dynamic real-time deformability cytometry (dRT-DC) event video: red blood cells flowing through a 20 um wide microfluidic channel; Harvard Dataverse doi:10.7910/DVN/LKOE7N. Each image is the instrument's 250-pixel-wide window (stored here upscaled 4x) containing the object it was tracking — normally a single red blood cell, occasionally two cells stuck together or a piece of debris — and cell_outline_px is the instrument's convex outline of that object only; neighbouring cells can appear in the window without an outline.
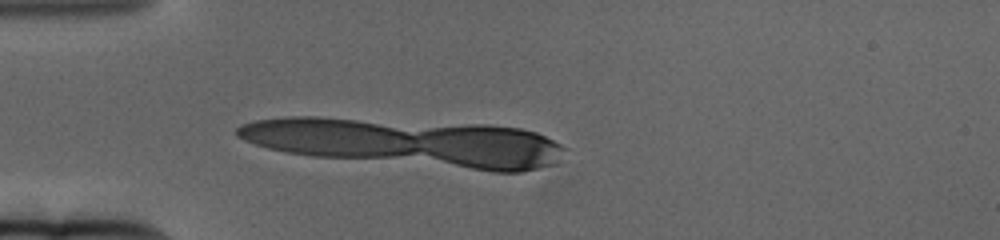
{"species": "human", "species_latin": "Homo sapiens", "temperature_condition": "cold", "stored_images_in_passage": 13, "camera_frame_rate_fps": 3000, "um_per_image_px": 0.085, "donor": {"sex": "female"}, "frame": {"image": 1, "passage_image": 1, "time_ms": 0.0, "image_size_px": [1000, 240], "cell_outline_px": [[548, 140], [528, 168], [484, 168], [464, 164], [452, 160], [432, 132], [448, 128], [508, 128], [528, 132], [540, 136]], "centroid_in_image_um": [41.74, 12.47], "position_along_channel_um": 43.3, "area_um2": 25.89}}
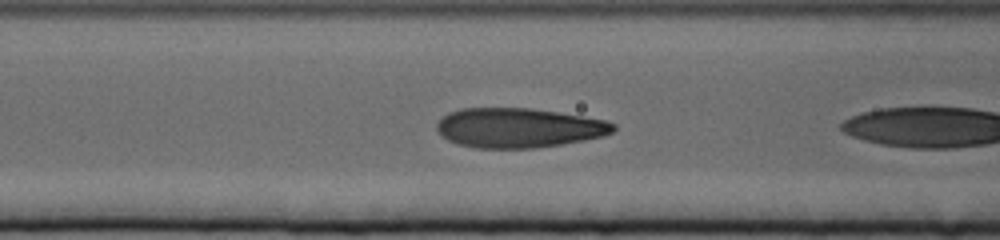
{"frame": {"image": 2, "passage_image": 8, "time_ms": 2.333, "image_size_px": [1000, 240], "cell_outline_px": [[612, 128], [604, 132], [588, 136], [564, 140], [540, 140], [444, 124], [452, 116], [464, 112], [536, 112], [592, 120], [608, 124]], "centroid_in_image_um": [45.01, 10.61], "position_along_channel_um": 121.6, "area_um2": 23.0}}